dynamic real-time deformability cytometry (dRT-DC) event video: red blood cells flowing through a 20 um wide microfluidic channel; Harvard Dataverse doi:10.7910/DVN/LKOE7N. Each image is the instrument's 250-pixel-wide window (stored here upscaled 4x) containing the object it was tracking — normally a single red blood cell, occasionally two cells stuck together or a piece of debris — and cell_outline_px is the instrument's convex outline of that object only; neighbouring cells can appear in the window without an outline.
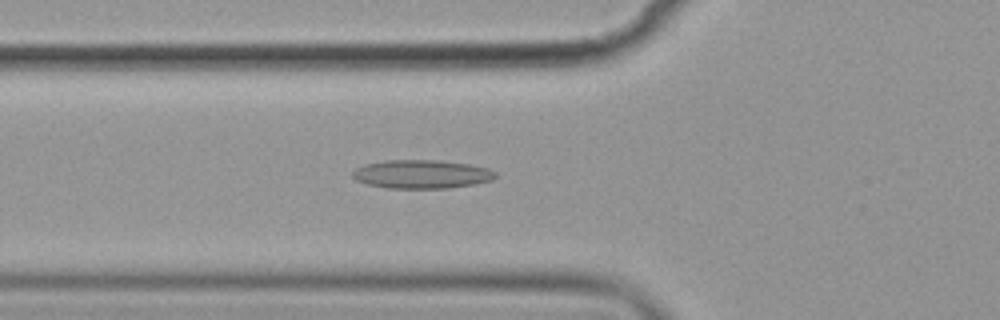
{"species": "common noctule bat (a hibernating species)", "species_latin": "Nyctalus noctula", "temperature_condition": "cold", "stored_images_in_passage": 56, "camera_frame_rate_fps": 3000, "um_per_image_px": 0.085, "animal": {"sex": "female", "body_mass_g": 19.9}, "frame": {"image": 1, "passage_image": 20, "time_ms": 6.333, "image_size_px": [1000, 320], "cell_outline_px": [[496, 176], [492, 180], [476, 184], [448, 188], [388, 188], [368, 184], [356, 180], [352, 176], [352, 172], [356, 168], [364, 164], [384, 160], [440, 160], [468, 164], [488, 168], [496, 172]], "centroid_in_image_um": [35.84, 14.8], "position_along_channel_um": 90.0, "area_um2": 23.87}}
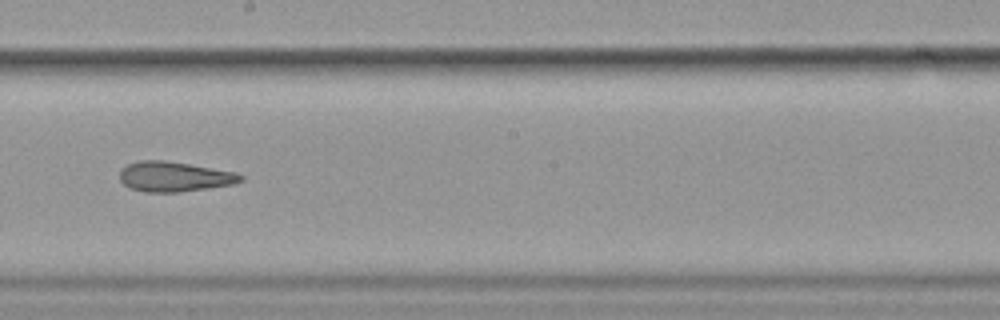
{"frame": {"image": 2, "passage_image": 32, "time_ms": 10.333, "image_size_px": [1000, 320], "cell_outline_px": [[244, 180], [232, 184], [208, 188], [180, 192], [144, 192], [128, 188], [120, 180], [120, 168], [128, 164], [140, 160], [164, 160], [236, 172], [244, 176]], "centroid_in_image_um": [14.79, 15.02], "position_along_channel_um": 233.4, "area_um2": 21.21}}
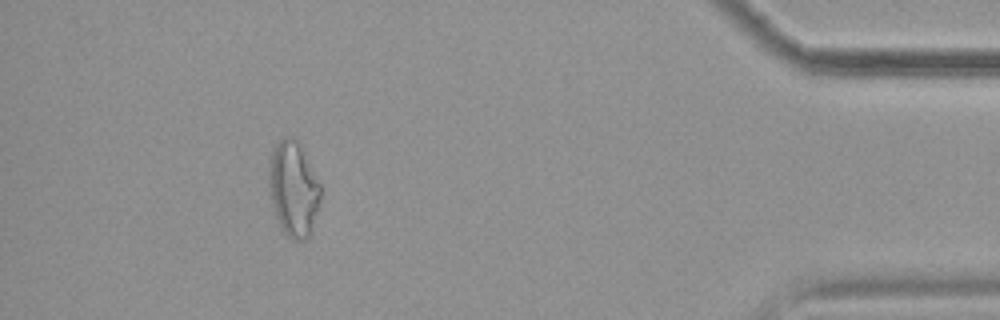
{"frame": {"image": 3, "passage_image": 51, "time_ms": 16.667, "image_size_px": [1000, 320], "cell_outline_px": [[320, 204], [308, 236], [304, 240], [292, 240], [284, 232], [276, 216], [272, 204], [272, 152], [276, 144], [284, 136], [292, 136], [300, 144], [320, 184]], "centroid_in_image_um": [25.0, 16.06], "position_along_channel_um": 410.2, "area_um2": 27.4}, "authors_computed_cell_mechanics": {"area_um2": 23.12, "velocity_mm_per_s": 3.5835, "shape_relaxation_time_tau1_ms": null, "shape_relaxation_time_tau2_ms": 4.5234, "deformation_change_tau1": null, "deformation_change_tau2": 0.1626}}